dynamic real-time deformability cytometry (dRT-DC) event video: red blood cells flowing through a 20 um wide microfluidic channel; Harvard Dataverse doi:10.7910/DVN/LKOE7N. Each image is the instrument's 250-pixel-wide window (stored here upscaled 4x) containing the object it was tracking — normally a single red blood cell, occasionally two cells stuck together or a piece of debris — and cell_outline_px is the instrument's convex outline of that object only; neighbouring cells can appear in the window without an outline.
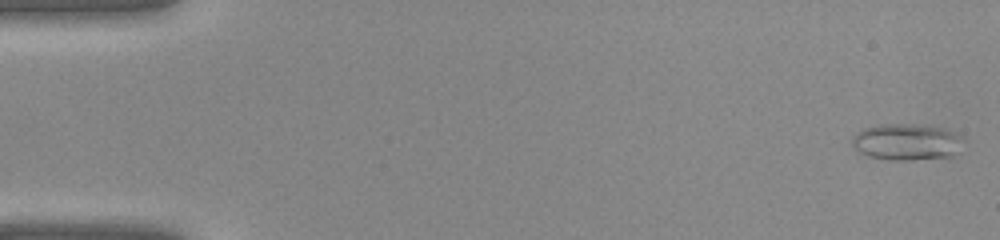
{"species": "common noctule bat (a hibernating species)", "species_latin": "Nyctalus noctula", "temperature_condition": "warm", "stored_images_in_passage": 41, "camera_frame_rate_fps": 3000, "um_per_image_px": 0.085, "animal": {"sex": "female", "body_mass_g": 22.0, "forearm_length_mm": 56.7}, "frame": {"image": 1, "passage_image": 1, "time_ms": 0.0, "image_size_px": [1000, 240], "cell_outline_px": [[960, 136], [952, 156], [912, 160], [888, 160], [868, 156], [860, 152], [852, 144], [852, 136], [856, 132], [864, 128], [876, 124], [912, 124], [940, 128], [952, 132]], "centroid_in_image_um": [76.92, 12.06], "position_along_channel_um": 8.1, "area_um2": 23.06}}
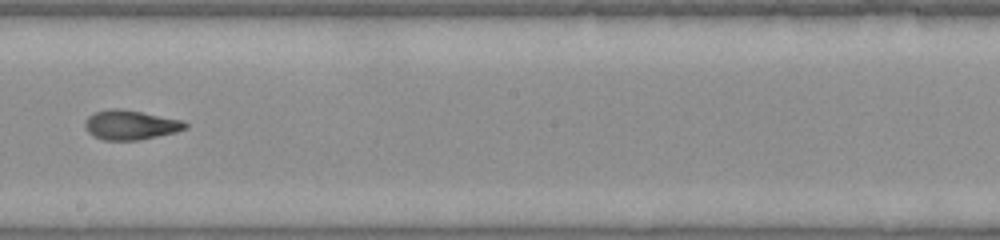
{"frame": {"image": 2, "passage_image": 23, "time_ms": 7.333, "image_size_px": [1000, 240], "cell_outline_px": [[188, 128], [176, 132], [140, 140], [104, 140], [92, 136], [88, 132], [84, 124], [84, 120], [88, 116], [96, 112], [112, 108], [120, 108], [180, 120], [188, 124]], "centroid_in_image_um": [11.06, 10.63], "position_along_channel_um": 237.1, "area_um2": 17.17}}
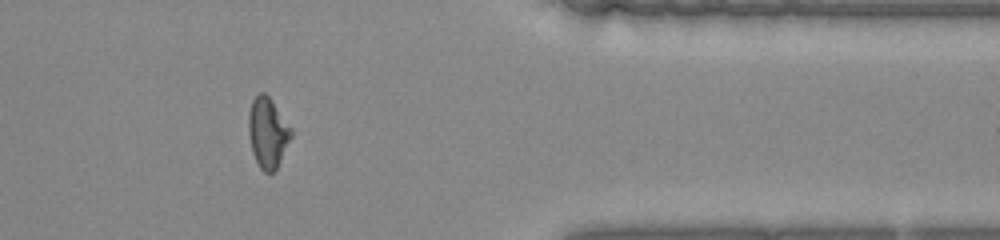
{"frame": {"image": 3, "passage_image": 33, "time_ms": 10.667, "image_size_px": [1000, 240], "cell_outline_px": [[292, 136], [276, 168], [272, 172], [264, 172], [260, 168], [252, 152], [248, 132], [248, 116], [252, 100], [260, 92], [264, 92], [272, 100], [292, 128]], "centroid_in_image_um": [22.75, 11.25], "position_along_channel_um": 388.7, "area_um2": 17.34}}